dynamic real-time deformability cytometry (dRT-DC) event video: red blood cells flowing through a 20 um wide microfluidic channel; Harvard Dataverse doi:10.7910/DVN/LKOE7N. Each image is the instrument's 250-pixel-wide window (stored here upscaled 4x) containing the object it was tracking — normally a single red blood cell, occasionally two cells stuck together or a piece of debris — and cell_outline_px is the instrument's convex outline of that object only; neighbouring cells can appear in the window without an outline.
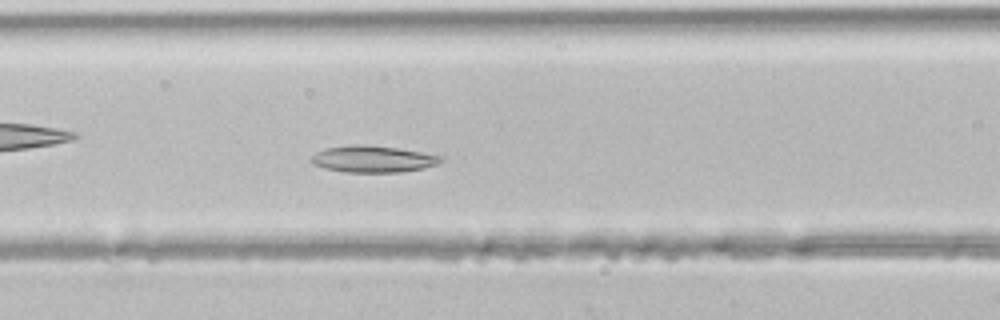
{"species": "common noctule bat (a hibernating species)", "species_latin": "Nyctalus noctula", "temperature_condition": "room temperature", "stored_images_in_passage": 43, "segment_of_instrument_passage": [1, 2], "camera_frame_rate_fps": 3000, "um_per_image_px": 0.085, "animal": {"sex": "male", "body_mass_g": 21.5, "forearm_length_mm": 52.0}, "frame": {"image": 1, "passage_image": 17, "time_ms": 5.333, "image_size_px": [1000, 320], "cell_outline_px": [[444, 160], [436, 164], [424, 168], [400, 172], [344, 172], [324, 168], [312, 164], [308, 160], [316, 152], [324, 148], [352, 144], [364, 144], [396, 148], [444, 156]], "centroid_in_image_um": [31.66, 13.51], "position_along_channel_um": 134.9, "area_um2": 20.29}}
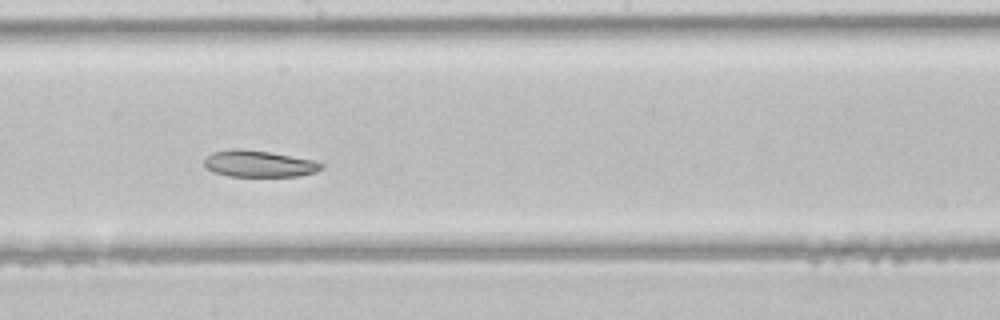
{"frame": {"image": 2, "passage_image": 23, "time_ms": 7.333, "image_size_px": [1000, 320], "cell_outline_px": [[324, 168], [316, 172], [300, 176], [228, 176], [212, 172], [204, 164], [204, 160], [212, 152], [232, 148], [240, 148], [268, 152], [312, 160], [324, 164]], "centroid_in_image_um": [22.0, 13.92], "position_along_channel_um": 226.2, "area_um2": 18.09}}
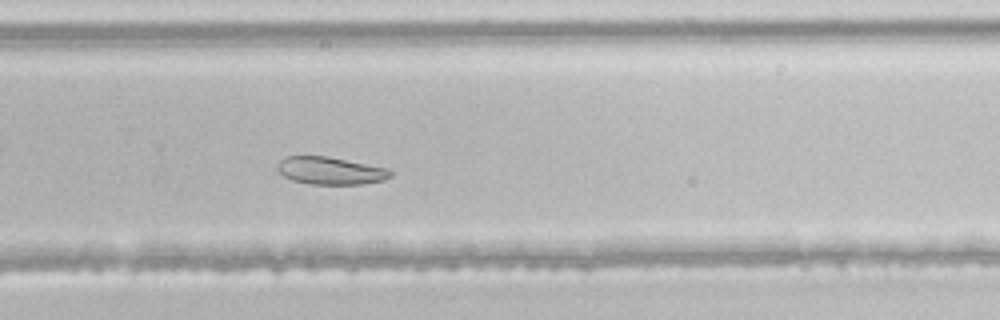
{"frame": {"image": 3, "passage_image": 28, "time_ms": 9.0, "image_size_px": [1000, 320], "cell_outline_px": [[392, 176], [384, 180], [364, 184], [312, 184], [292, 180], [284, 176], [276, 168], [276, 164], [280, 160], [288, 156], [328, 156], [392, 168]], "centroid_in_image_um": [28.14, 14.5], "position_along_channel_um": 301.7, "area_um2": 18.44}}